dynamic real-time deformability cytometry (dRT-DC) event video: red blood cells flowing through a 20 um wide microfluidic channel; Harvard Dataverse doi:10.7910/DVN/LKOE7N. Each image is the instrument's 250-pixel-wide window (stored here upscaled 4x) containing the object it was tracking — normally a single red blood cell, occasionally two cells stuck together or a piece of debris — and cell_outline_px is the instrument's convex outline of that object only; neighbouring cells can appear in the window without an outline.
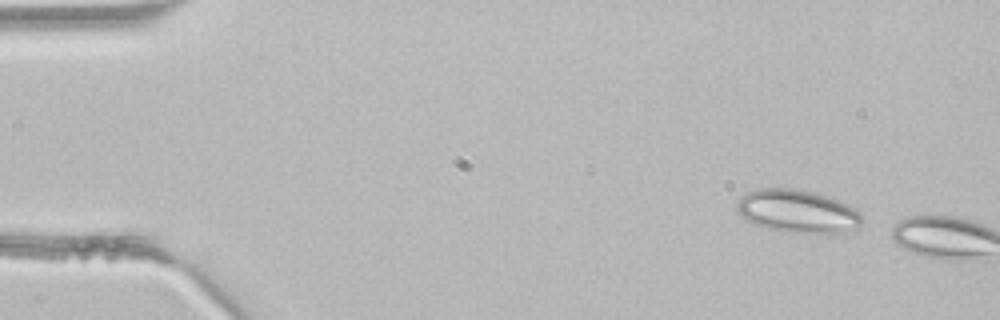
{"species": "common noctule bat (a hibernating species)", "species_latin": "Nyctalus noctula", "temperature_condition": "room temperature", "stored_images_in_passage": 2, "camera_frame_rate_fps": 3000, "um_per_image_px": 0.085, "animal": {"sex": "male", "body_mass_g": 21.5, "forearm_length_mm": 52.0}, "frame": {"image": 1, "passage_image": 1, "time_ms": 0.0, "image_size_px": [1000, 320], "cell_outline_px": [[864, 220], [856, 228], [828, 236], [792, 232], [768, 228], [756, 224], [740, 216], [736, 212], [736, 204], [744, 192], [760, 188], [792, 188], [812, 192], [828, 196], [848, 204]], "centroid_in_image_um": [67.77, 17.97], "position_along_channel_um": 17.2, "area_um2": 31.67}}